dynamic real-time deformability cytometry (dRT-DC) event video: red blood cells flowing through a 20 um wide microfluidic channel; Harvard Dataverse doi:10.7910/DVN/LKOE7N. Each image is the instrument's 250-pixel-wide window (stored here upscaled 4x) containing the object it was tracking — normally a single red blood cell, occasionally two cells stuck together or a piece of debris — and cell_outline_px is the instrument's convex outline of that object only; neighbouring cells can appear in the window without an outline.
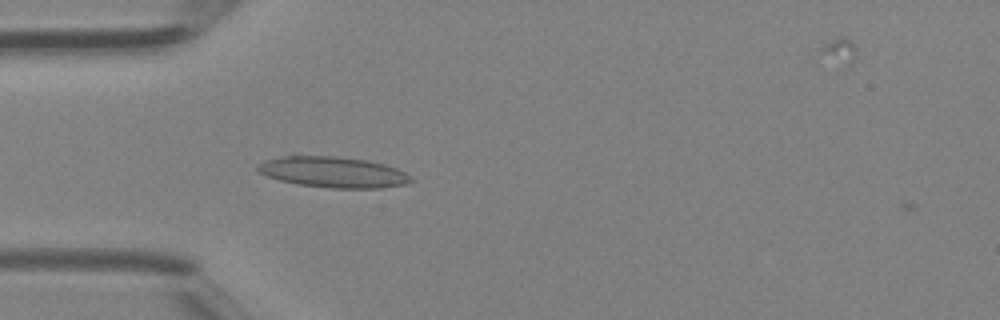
{"species": "Egyptian fruit bat (a non-hibernating species)", "species_latin": "Rousettus aegyptiacus", "temperature_condition": "room temperature", "stored_images_in_passage": 3, "camera_frame_rate_fps": 3000, "um_per_image_px": 0.085, "animal": {"sex": "female"}, "frame": {"image": 1, "passage_image": 2, "time_ms": 0.333, "image_size_px": [1000, 320], "cell_outline_px": [[412, 180], [404, 184], [380, 188], [332, 188], [300, 184], [280, 180], [268, 176], [260, 172], [256, 168], [256, 164], [264, 160], [296, 152], [300, 152], [340, 156], [368, 160], [384, 164], [396, 168], [404, 172]], "centroid_in_image_um": [28.2, 14.57], "position_along_channel_um": 56.8, "area_um2": 28.26}}